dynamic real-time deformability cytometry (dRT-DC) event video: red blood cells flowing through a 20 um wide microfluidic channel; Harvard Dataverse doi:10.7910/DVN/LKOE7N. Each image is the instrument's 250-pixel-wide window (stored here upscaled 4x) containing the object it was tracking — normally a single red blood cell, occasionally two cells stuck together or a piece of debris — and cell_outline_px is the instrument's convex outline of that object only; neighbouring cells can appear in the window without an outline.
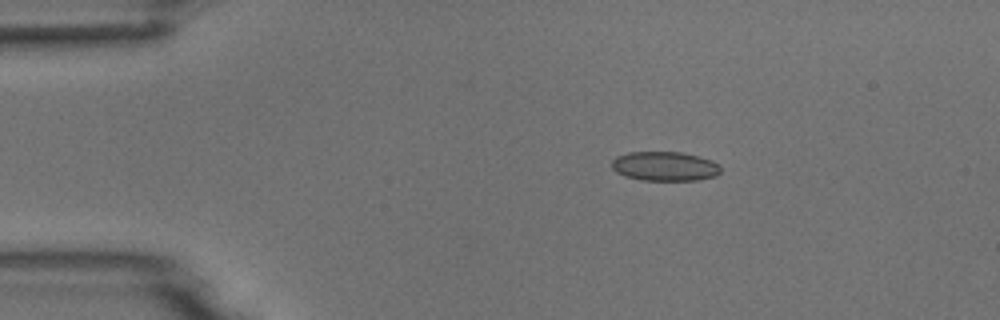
{"species": "common noctule bat (a hibernating species)", "species_latin": "Nyctalus noctula", "temperature_condition": "room temperature", "stored_images_in_passage": 3, "camera_frame_rate_fps": 3000, "um_per_image_px": 0.085, "animal": {"sex": "male", "body_mass_g": 18.8}, "frame": {"image": 1, "passage_image": 1, "time_ms": 0.0, "image_size_px": [1000, 320], "cell_outline_px": [[720, 172], [716, 176], [700, 180], [640, 180], [624, 176], [616, 172], [612, 168], [612, 160], [616, 156], [628, 152], [684, 152], [700, 156], [712, 160], [720, 164]], "centroid_in_image_um": [56.52, 14.13], "position_along_channel_um": 28.5, "area_um2": 18.9}}